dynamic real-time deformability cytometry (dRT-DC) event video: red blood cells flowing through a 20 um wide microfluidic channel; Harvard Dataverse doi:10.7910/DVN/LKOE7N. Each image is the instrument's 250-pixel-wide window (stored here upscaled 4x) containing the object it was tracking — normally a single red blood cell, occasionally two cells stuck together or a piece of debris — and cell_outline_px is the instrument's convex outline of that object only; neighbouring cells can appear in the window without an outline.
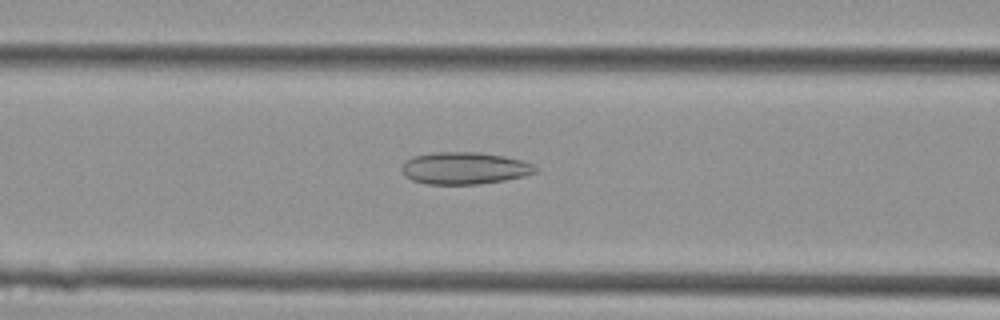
{"species": "Egyptian fruit bat (a non-hibernating species)", "species_latin": "Rousettus aegyptiacus", "temperature_condition": "cold", "stored_images_in_passage": 32, "camera_frame_rate_fps": 3000, "um_per_image_px": 0.085, "animal": {"sex": "female"}, "frame": {"image": 1, "passage_image": 9, "time_ms": 2.667, "image_size_px": [1000, 320], "cell_outline_px": [[536, 172], [524, 176], [504, 180], [480, 184], [428, 184], [412, 180], [404, 176], [400, 168], [404, 160], [412, 156], [432, 152], [480, 152], [504, 156], [520, 160], [532, 164], [536, 168]], "centroid_in_image_um": [39.41, 14.29], "position_along_channel_um": 127.2, "area_um2": 25.14}}
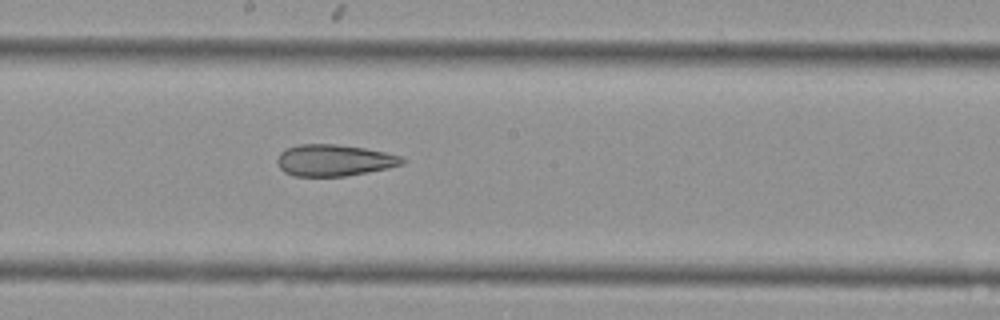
{"frame": {"image": 2, "passage_image": 15, "time_ms": 4.667, "image_size_px": [1000, 320], "cell_outline_px": [[408, 160], [404, 164], [388, 168], [368, 172], [344, 176], [296, 176], [284, 172], [280, 168], [276, 160], [280, 152], [296, 144], [336, 144], [364, 148], [384, 152], [400, 156]], "centroid_in_image_um": [28.41, 13.62], "position_along_channel_um": 219.8, "area_um2": 23.0}}
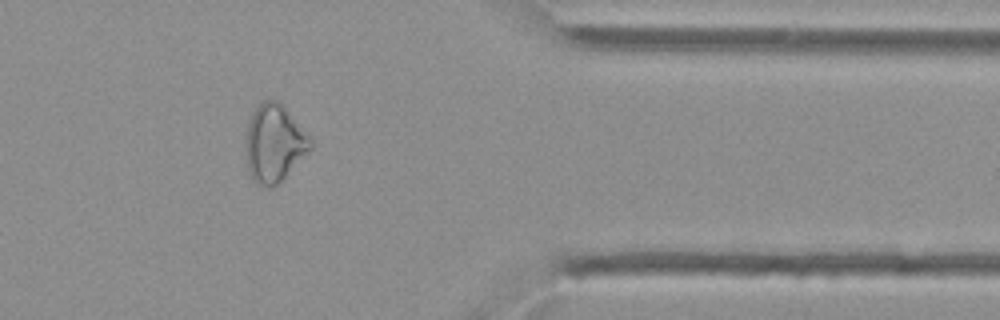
{"frame": {"image": 3, "passage_image": 27, "time_ms": 8.667, "image_size_px": [1000, 320], "cell_outline_px": [[312, 148], [276, 184], [268, 188], [260, 188], [252, 180], [248, 172], [248, 124], [252, 112], [264, 100], [276, 100], [312, 136]], "centroid_in_image_um": [23.33, 12.2], "position_along_channel_um": 388.1, "area_um2": 28.55}}